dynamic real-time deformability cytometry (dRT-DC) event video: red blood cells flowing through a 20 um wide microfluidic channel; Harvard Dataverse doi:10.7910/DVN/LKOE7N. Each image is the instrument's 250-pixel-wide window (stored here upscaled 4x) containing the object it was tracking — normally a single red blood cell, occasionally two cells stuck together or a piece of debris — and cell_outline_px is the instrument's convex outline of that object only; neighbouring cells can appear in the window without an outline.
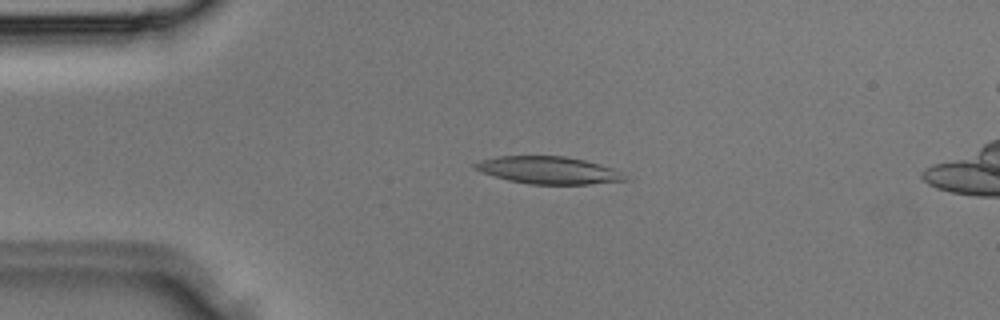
{"species": "Egyptian fruit bat (a non-hibernating species)", "species_latin": "Rousettus aegyptiacus", "temperature_condition": "room temperature", "stored_images_in_passage": 29, "camera_frame_rate_fps": 3000, "um_per_image_px": 0.085, "animal": {"sex": "male"}, "frame": {"image": 1, "passage_image": 1, "time_ms": 0.0, "image_size_px": [1000, 320], "cell_outline_px": [[632, 180], [588, 184], [528, 184], [508, 180], [472, 168], [472, 164], [480, 160], [496, 156], [564, 156], [584, 160], [600, 164], [612, 168], [620, 172]], "centroid_in_image_um": [46.63, 14.47], "position_along_channel_um": 38.4, "area_um2": 23.87}}
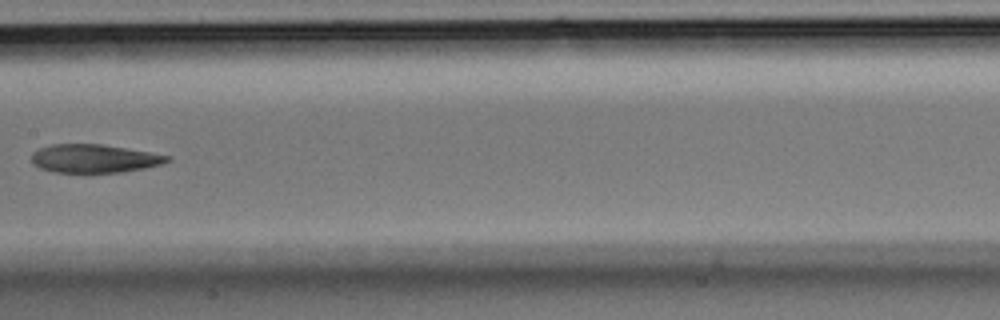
{"frame": {"image": 2, "passage_image": 11, "time_ms": 3.333, "image_size_px": [1000, 320], "cell_outline_px": [[172, 160], [160, 164], [144, 168], [120, 172], [52, 172], [40, 168], [32, 164], [32, 152], [40, 148], [52, 144], [100, 144], [172, 156]], "centroid_in_image_um": [7.98, 13.47], "position_along_channel_um": 199.4, "area_um2": 22.25}}
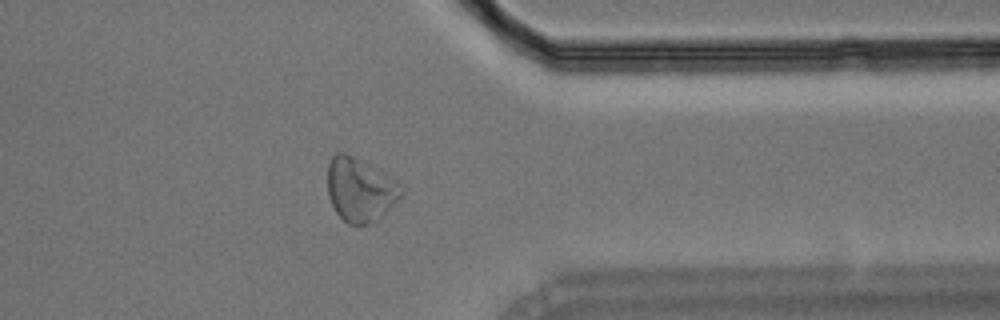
{"frame": {"image": 3, "passage_image": 21, "time_ms": 6.667, "image_size_px": [1000, 320], "cell_outline_px": [[404, 196], [372, 224], [348, 224], [336, 212], [328, 196], [328, 164], [332, 156], [336, 152], [344, 152], [384, 172], [396, 180], [404, 188]], "centroid_in_image_um": [30.64, 16.13], "position_along_channel_um": 380.8, "area_um2": 27.51}}